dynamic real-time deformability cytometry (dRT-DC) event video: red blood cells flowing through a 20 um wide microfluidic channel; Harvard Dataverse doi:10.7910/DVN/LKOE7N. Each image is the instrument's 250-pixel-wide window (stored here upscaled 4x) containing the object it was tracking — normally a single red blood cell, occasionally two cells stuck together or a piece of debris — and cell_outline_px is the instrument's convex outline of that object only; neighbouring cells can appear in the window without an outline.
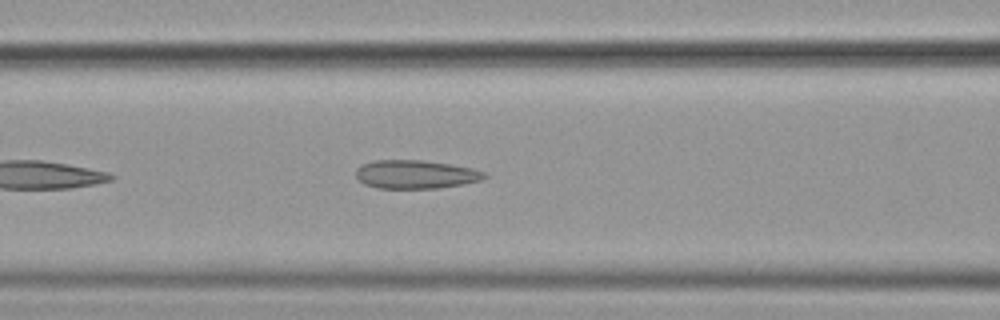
{"species": "common noctule bat (a hibernating species)", "species_latin": "Nyctalus noctula", "temperature_condition": "cold", "stored_images_in_passage": 35, "camera_frame_rate_fps": 3000, "um_per_image_px": 0.085, "animal": {"sex": "female", "body_mass_g": 19.9}, "frame": {"image": 1, "passage_image": 9, "time_ms": 2.667, "image_size_px": [1000, 320], "cell_outline_px": [[488, 176], [480, 180], [464, 184], [436, 188], [376, 188], [364, 184], [356, 176], [356, 168], [360, 164], [376, 160], [420, 160], [448, 164], [472, 168], [484, 172]], "centroid_in_image_um": [35.29, 14.82], "position_along_channel_um": 131.3, "area_um2": 21.27}}
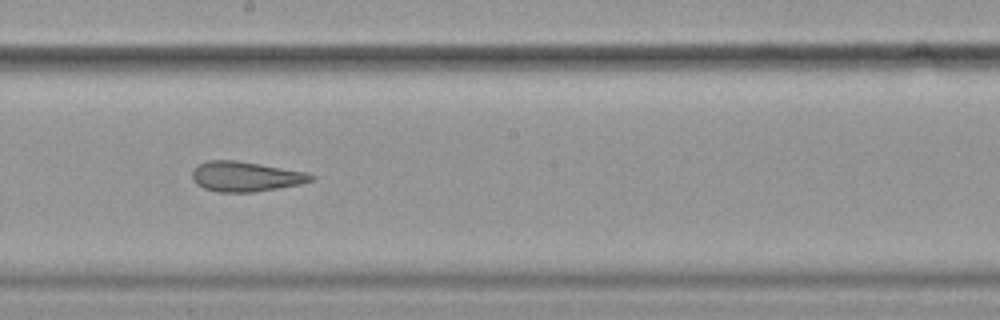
{"frame": {"image": 2, "passage_image": 17, "time_ms": 5.333, "image_size_px": [1000, 320], "cell_outline_px": [[316, 176], [312, 180], [300, 184], [252, 192], [216, 192], [204, 188], [196, 184], [192, 176], [192, 172], [200, 164], [208, 160], [236, 160], [308, 172]], "centroid_in_image_um": [20.88, 15.0], "position_along_channel_um": 227.3, "area_um2": 20.63}}
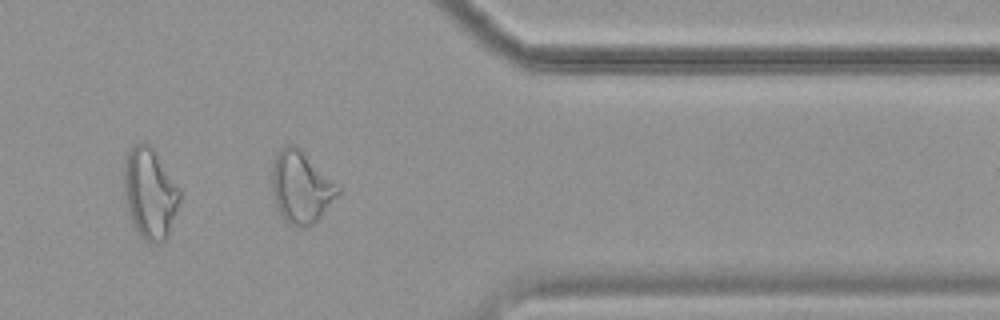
{"frame": {"image": 3, "passage_image": 31, "time_ms": 10.0, "image_size_px": [1000, 320], "cell_outline_px": [[340, 192], [320, 216], [308, 228], [304, 228], [288, 224], [280, 216], [276, 208], [272, 192], [272, 168], [276, 156], [280, 148], [288, 144], [292, 144], [300, 148], [340, 188]], "centroid_in_image_um": [25.54, 15.93], "position_along_channel_um": 385.9, "area_um2": 27.4}, "authors_computed_cell_mechanics": {"area_um2": 21.4438, "velocity_mm_per_s": 3.6149, "shape_relaxation_time_tau1_ms": null, "shape_relaxation_time_tau2_ms": 2.5729, "deformation_change_tau1": null, "deformation_change_tau2": 0.1017}}